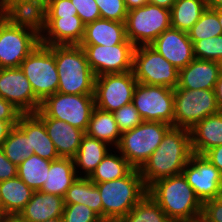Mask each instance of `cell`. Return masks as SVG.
I'll return each mask as SVG.
<instances>
[{"instance_id": "1", "label": "cell", "mask_w": 222, "mask_h": 222, "mask_svg": "<svg viewBox=\"0 0 222 222\" xmlns=\"http://www.w3.org/2000/svg\"><path fill=\"white\" fill-rule=\"evenodd\" d=\"M192 152L190 130L171 126L159 147L139 169L148 189L157 180L181 174Z\"/></svg>"}, {"instance_id": "2", "label": "cell", "mask_w": 222, "mask_h": 222, "mask_svg": "<svg viewBox=\"0 0 222 222\" xmlns=\"http://www.w3.org/2000/svg\"><path fill=\"white\" fill-rule=\"evenodd\" d=\"M147 193L172 222L193 219L202 214L203 204L183 173L157 180Z\"/></svg>"}, {"instance_id": "3", "label": "cell", "mask_w": 222, "mask_h": 222, "mask_svg": "<svg viewBox=\"0 0 222 222\" xmlns=\"http://www.w3.org/2000/svg\"><path fill=\"white\" fill-rule=\"evenodd\" d=\"M59 76L57 92L94 95L96 76L80 45H50Z\"/></svg>"}, {"instance_id": "4", "label": "cell", "mask_w": 222, "mask_h": 222, "mask_svg": "<svg viewBox=\"0 0 222 222\" xmlns=\"http://www.w3.org/2000/svg\"><path fill=\"white\" fill-rule=\"evenodd\" d=\"M95 184L102 200L103 218H124L147 194L140 171L135 168L120 179Z\"/></svg>"}, {"instance_id": "5", "label": "cell", "mask_w": 222, "mask_h": 222, "mask_svg": "<svg viewBox=\"0 0 222 222\" xmlns=\"http://www.w3.org/2000/svg\"><path fill=\"white\" fill-rule=\"evenodd\" d=\"M170 127L164 122L143 121L139 126L121 134L116 149L133 168L140 169L159 147Z\"/></svg>"}, {"instance_id": "6", "label": "cell", "mask_w": 222, "mask_h": 222, "mask_svg": "<svg viewBox=\"0 0 222 222\" xmlns=\"http://www.w3.org/2000/svg\"><path fill=\"white\" fill-rule=\"evenodd\" d=\"M95 108L94 95L62 94L46 97L35 114L39 118H56L86 132Z\"/></svg>"}, {"instance_id": "7", "label": "cell", "mask_w": 222, "mask_h": 222, "mask_svg": "<svg viewBox=\"0 0 222 222\" xmlns=\"http://www.w3.org/2000/svg\"><path fill=\"white\" fill-rule=\"evenodd\" d=\"M171 28L170 10L155 4L128 11L125 21L126 37L136 47L150 45L160 34Z\"/></svg>"}, {"instance_id": "8", "label": "cell", "mask_w": 222, "mask_h": 222, "mask_svg": "<svg viewBox=\"0 0 222 222\" xmlns=\"http://www.w3.org/2000/svg\"><path fill=\"white\" fill-rule=\"evenodd\" d=\"M220 112L214 90L174 89L173 127L193 128L209 115Z\"/></svg>"}, {"instance_id": "9", "label": "cell", "mask_w": 222, "mask_h": 222, "mask_svg": "<svg viewBox=\"0 0 222 222\" xmlns=\"http://www.w3.org/2000/svg\"><path fill=\"white\" fill-rule=\"evenodd\" d=\"M21 70L29 80L35 96L42 102L58 90L59 76L54 53L49 46L40 43L21 62Z\"/></svg>"}, {"instance_id": "10", "label": "cell", "mask_w": 222, "mask_h": 222, "mask_svg": "<svg viewBox=\"0 0 222 222\" xmlns=\"http://www.w3.org/2000/svg\"><path fill=\"white\" fill-rule=\"evenodd\" d=\"M132 71L138 83L172 89L179 83V70L150 45L135 47Z\"/></svg>"}, {"instance_id": "11", "label": "cell", "mask_w": 222, "mask_h": 222, "mask_svg": "<svg viewBox=\"0 0 222 222\" xmlns=\"http://www.w3.org/2000/svg\"><path fill=\"white\" fill-rule=\"evenodd\" d=\"M132 104L143 121L164 122L173 126L174 89L137 83Z\"/></svg>"}, {"instance_id": "12", "label": "cell", "mask_w": 222, "mask_h": 222, "mask_svg": "<svg viewBox=\"0 0 222 222\" xmlns=\"http://www.w3.org/2000/svg\"><path fill=\"white\" fill-rule=\"evenodd\" d=\"M137 83L133 71L97 76L94 87L95 107L113 113L132 103Z\"/></svg>"}, {"instance_id": "13", "label": "cell", "mask_w": 222, "mask_h": 222, "mask_svg": "<svg viewBox=\"0 0 222 222\" xmlns=\"http://www.w3.org/2000/svg\"><path fill=\"white\" fill-rule=\"evenodd\" d=\"M39 44L40 36L35 32L13 26L0 17V68H19Z\"/></svg>"}, {"instance_id": "14", "label": "cell", "mask_w": 222, "mask_h": 222, "mask_svg": "<svg viewBox=\"0 0 222 222\" xmlns=\"http://www.w3.org/2000/svg\"><path fill=\"white\" fill-rule=\"evenodd\" d=\"M95 76L130 72L135 46L126 39L114 46L80 45Z\"/></svg>"}, {"instance_id": "15", "label": "cell", "mask_w": 222, "mask_h": 222, "mask_svg": "<svg viewBox=\"0 0 222 222\" xmlns=\"http://www.w3.org/2000/svg\"><path fill=\"white\" fill-rule=\"evenodd\" d=\"M182 173L202 204L222 196V173L204 155L193 153Z\"/></svg>"}, {"instance_id": "16", "label": "cell", "mask_w": 222, "mask_h": 222, "mask_svg": "<svg viewBox=\"0 0 222 222\" xmlns=\"http://www.w3.org/2000/svg\"><path fill=\"white\" fill-rule=\"evenodd\" d=\"M0 97L22 114L35 113L41 101L35 96L21 68H0Z\"/></svg>"}, {"instance_id": "17", "label": "cell", "mask_w": 222, "mask_h": 222, "mask_svg": "<svg viewBox=\"0 0 222 222\" xmlns=\"http://www.w3.org/2000/svg\"><path fill=\"white\" fill-rule=\"evenodd\" d=\"M150 46L178 70L186 67L195 58L193 43L188 33L178 29L165 30Z\"/></svg>"}, {"instance_id": "18", "label": "cell", "mask_w": 222, "mask_h": 222, "mask_svg": "<svg viewBox=\"0 0 222 222\" xmlns=\"http://www.w3.org/2000/svg\"><path fill=\"white\" fill-rule=\"evenodd\" d=\"M85 24L78 15L46 18V27L40 43L50 45H79L83 40Z\"/></svg>"}, {"instance_id": "19", "label": "cell", "mask_w": 222, "mask_h": 222, "mask_svg": "<svg viewBox=\"0 0 222 222\" xmlns=\"http://www.w3.org/2000/svg\"><path fill=\"white\" fill-rule=\"evenodd\" d=\"M2 17L13 26L32 30L41 36L46 27V0L13 3Z\"/></svg>"}, {"instance_id": "20", "label": "cell", "mask_w": 222, "mask_h": 222, "mask_svg": "<svg viewBox=\"0 0 222 222\" xmlns=\"http://www.w3.org/2000/svg\"><path fill=\"white\" fill-rule=\"evenodd\" d=\"M221 73V63L194 58L179 70V83L176 88L214 90Z\"/></svg>"}, {"instance_id": "21", "label": "cell", "mask_w": 222, "mask_h": 222, "mask_svg": "<svg viewBox=\"0 0 222 222\" xmlns=\"http://www.w3.org/2000/svg\"><path fill=\"white\" fill-rule=\"evenodd\" d=\"M16 126L29 138L31 153L49 161L60 158L44 122L35 113L21 114Z\"/></svg>"}, {"instance_id": "22", "label": "cell", "mask_w": 222, "mask_h": 222, "mask_svg": "<svg viewBox=\"0 0 222 222\" xmlns=\"http://www.w3.org/2000/svg\"><path fill=\"white\" fill-rule=\"evenodd\" d=\"M59 157L73 159L79 150L85 132L56 118H40Z\"/></svg>"}, {"instance_id": "23", "label": "cell", "mask_w": 222, "mask_h": 222, "mask_svg": "<svg viewBox=\"0 0 222 222\" xmlns=\"http://www.w3.org/2000/svg\"><path fill=\"white\" fill-rule=\"evenodd\" d=\"M64 199L61 196L34 191L31 199L18 214L26 222H44L62 217Z\"/></svg>"}, {"instance_id": "24", "label": "cell", "mask_w": 222, "mask_h": 222, "mask_svg": "<svg viewBox=\"0 0 222 222\" xmlns=\"http://www.w3.org/2000/svg\"><path fill=\"white\" fill-rule=\"evenodd\" d=\"M126 39L125 22L100 18L85 25L84 37L79 45L114 46Z\"/></svg>"}, {"instance_id": "25", "label": "cell", "mask_w": 222, "mask_h": 222, "mask_svg": "<svg viewBox=\"0 0 222 222\" xmlns=\"http://www.w3.org/2000/svg\"><path fill=\"white\" fill-rule=\"evenodd\" d=\"M194 154L203 155L209 149L222 145V111L209 115L190 129Z\"/></svg>"}, {"instance_id": "26", "label": "cell", "mask_w": 222, "mask_h": 222, "mask_svg": "<svg viewBox=\"0 0 222 222\" xmlns=\"http://www.w3.org/2000/svg\"><path fill=\"white\" fill-rule=\"evenodd\" d=\"M111 149L107 143L85 134L73 158L77 176L89 177Z\"/></svg>"}, {"instance_id": "27", "label": "cell", "mask_w": 222, "mask_h": 222, "mask_svg": "<svg viewBox=\"0 0 222 222\" xmlns=\"http://www.w3.org/2000/svg\"><path fill=\"white\" fill-rule=\"evenodd\" d=\"M77 177L73 159L60 157L52 160L46 181L40 191L64 197Z\"/></svg>"}, {"instance_id": "28", "label": "cell", "mask_w": 222, "mask_h": 222, "mask_svg": "<svg viewBox=\"0 0 222 222\" xmlns=\"http://www.w3.org/2000/svg\"><path fill=\"white\" fill-rule=\"evenodd\" d=\"M18 176L0 182V213L19 214L33 195Z\"/></svg>"}, {"instance_id": "29", "label": "cell", "mask_w": 222, "mask_h": 222, "mask_svg": "<svg viewBox=\"0 0 222 222\" xmlns=\"http://www.w3.org/2000/svg\"><path fill=\"white\" fill-rule=\"evenodd\" d=\"M85 134L107 143L113 149L117 147L121 132L112 112L94 108Z\"/></svg>"}, {"instance_id": "30", "label": "cell", "mask_w": 222, "mask_h": 222, "mask_svg": "<svg viewBox=\"0 0 222 222\" xmlns=\"http://www.w3.org/2000/svg\"><path fill=\"white\" fill-rule=\"evenodd\" d=\"M63 199L64 204H84L103 218V205L99 190L88 177H77Z\"/></svg>"}, {"instance_id": "31", "label": "cell", "mask_w": 222, "mask_h": 222, "mask_svg": "<svg viewBox=\"0 0 222 222\" xmlns=\"http://www.w3.org/2000/svg\"><path fill=\"white\" fill-rule=\"evenodd\" d=\"M132 169L126 158L116 148H112L88 178L93 183H103L120 179Z\"/></svg>"}, {"instance_id": "32", "label": "cell", "mask_w": 222, "mask_h": 222, "mask_svg": "<svg viewBox=\"0 0 222 222\" xmlns=\"http://www.w3.org/2000/svg\"><path fill=\"white\" fill-rule=\"evenodd\" d=\"M206 8L205 0H176L170 9L171 28L188 32Z\"/></svg>"}, {"instance_id": "33", "label": "cell", "mask_w": 222, "mask_h": 222, "mask_svg": "<svg viewBox=\"0 0 222 222\" xmlns=\"http://www.w3.org/2000/svg\"><path fill=\"white\" fill-rule=\"evenodd\" d=\"M50 163L32 153L17 166V176L33 191H40L46 181Z\"/></svg>"}, {"instance_id": "34", "label": "cell", "mask_w": 222, "mask_h": 222, "mask_svg": "<svg viewBox=\"0 0 222 222\" xmlns=\"http://www.w3.org/2000/svg\"><path fill=\"white\" fill-rule=\"evenodd\" d=\"M123 219L125 222H172L148 193Z\"/></svg>"}, {"instance_id": "35", "label": "cell", "mask_w": 222, "mask_h": 222, "mask_svg": "<svg viewBox=\"0 0 222 222\" xmlns=\"http://www.w3.org/2000/svg\"><path fill=\"white\" fill-rule=\"evenodd\" d=\"M5 156L17 166L29 157V138L17 127L13 126L1 145Z\"/></svg>"}, {"instance_id": "36", "label": "cell", "mask_w": 222, "mask_h": 222, "mask_svg": "<svg viewBox=\"0 0 222 222\" xmlns=\"http://www.w3.org/2000/svg\"><path fill=\"white\" fill-rule=\"evenodd\" d=\"M187 33L192 43L202 39L222 35L217 9L206 8L199 20Z\"/></svg>"}, {"instance_id": "37", "label": "cell", "mask_w": 222, "mask_h": 222, "mask_svg": "<svg viewBox=\"0 0 222 222\" xmlns=\"http://www.w3.org/2000/svg\"><path fill=\"white\" fill-rule=\"evenodd\" d=\"M193 53L196 59L222 64V35L195 41L193 43Z\"/></svg>"}, {"instance_id": "38", "label": "cell", "mask_w": 222, "mask_h": 222, "mask_svg": "<svg viewBox=\"0 0 222 222\" xmlns=\"http://www.w3.org/2000/svg\"><path fill=\"white\" fill-rule=\"evenodd\" d=\"M101 217L84 204H64L63 222H101Z\"/></svg>"}, {"instance_id": "39", "label": "cell", "mask_w": 222, "mask_h": 222, "mask_svg": "<svg viewBox=\"0 0 222 222\" xmlns=\"http://www.w3.org/2000/svg\"><path fill=\"white\" fill-rule=\"evenodd\" d=\"M113 114L121 133L129 131L143 122L132 103L122 106L120 109L114 111Z\"/></svg>"}, {"instance_id": "40", "label": "cell", "mask_w": 222, "mask_h": 222, "mask_svg": "<svg viewBox=\"0 0 222 222\" xmlns=\"http://www.w3.org/2000/svg\"><path fill=\"white\" fill-rule=\"evenodd\" d=\"M102 19L125 22L128 10L124 0H95Z\"/></svg>"}, {"instance_id": "41", "label": "cell", "mask_w": 222, "mask_h": 222, "mask_svg": "<svg viewBox=\"0 0 222 222\" xmlns=\"http://www.w3.org/2000/svg\"><path fill=\"white\" fill-rule=\"evenodd\" d=\"M77 10L71 0H46V18L75 16Z\"/></svg>"}, {"instance_id": "42", "label": "cell", "mask_w": 222, "mask_h": 222, "mask_svg": "<svg viewBox=\"0 0 222 222\" xmlns=\"http://www.w3.org/2000/svg\"><path fill=\"white\" fill-rule=\"evenodd\" d=\"M71 2L85 25L101 18L100 10L95 0H71Z\"/></svg>"}, {"instance_id": "43", "label": "cell", "mask_w": 222, "mask_h": 222, "mask_svg": "<svg viewBox=\"0 0 222 222\" xmlns=\"http://www.w3.org/2000/svg\"><path fill=\"white\" fill-rule=\"evenodd\" d=\"M201 216L207 222H222V196L204 202Z\"/></svg>"}, {"instance_id": "44", "label": "cell", "mask_w": 222, "mask_h": 222, "mask_svg": "<svg viewBox=\"0 0 222 222\" xmlns=\"http://www.w3.org/2000/svg\"><path fill=\"white\" fill-rule=\"evenodd\" d=\"M21 114L11 103L0 97V120L8 121L12 126H16Z\"/></svg>"}, {"instance_id": "45", "label": "cell", "mask_w": 222, "mask_h": 222, "mask_svg": "<svg viewBox=\"0 0 222 222\" xmlns=\"http://www.w3.org/2000/svg\"><path fill=\"white\" fill-rule=\"evenodd\" d=\"M17 176V165L12 163L0 146V182Z\"/></svg>"}, {"instance_id": "46", "label": "cell", "mask_w": 222, "mask_h": 222, "mask_svg": "<svg viewBox=\"0 0 222 222\" xmlns=\"http://www.w3.org/2000/svg\"><path fill=\"white\" fill-rule=\"evenodd\" d=\"M203 155L222 173V145L209 149Z\"/></svg>"}, {"instance_id": "47", "label": "cell", "mask_w": 222, "mask_h": 222, "mask_svg": "<svg viewBox=\"0 0 222 222\" xmlns=\"http://www.w3.org/2000/svg\"><path fill=\"white\" fill-rule=\"evenodd\" d=\"M214 93L216 96L218 107L220 111H222V73L220 74L219 79L215 84Z\"/></svg>"}, {"instance_id": "48", "label": "cell", "mask_w": 222, "mask_h": 222, "mask_svg": "<svg viewBox=\"0 0 222 222\" xmlns=\"http://www.w3.org/2000/svg\"><path fill=\"white\" fill-rule=\"evenodd\" d=\"M12 127L13 126L8 121L0 120V146L2 145L3 141L7 138V135Z\"/></svg>"}, {"instance_id": "49", "label": "cell", "mask_w": 222, "mask_h": 222, "mask_svg": "<svg viewBox=\"0 0 222 222\" xmlns=\"http://www.w3.org/2000/svg\"><path fill=\"white\" fill-rule=\"evenodd\" d=\"M126 9L129 11L134 8L142 7L148 3V0H124Z\"/></svg>"}, {"instance_id": "50", "label": "cell", "mask_w": 222, "mask_h": 222, "mask_svg": "<svg viewBox=\"0 0 222 222\" xmlns=\"http://www.w3.org/2000/svg\"><path fill=\"white\" fill-rule=\"evenodd\" d=\"M0 222H26L17 214H1Z\"/></svg>"}, {"instance_id": "51", "label": "cell", "mask_w": 222, "mask_h": 222, "mask_svg": "<svg viewBox=\"0 0 222 222\" xmlns=\"http://www.w3.org/2000/svg\"><path fill=\"white\" fill-rule=\"evenodd\" d=\"M176 0H148V3L155 4L163 8L171 9Z\"/></svg>"}, {"instance_id": "52", "label": "cell", "mask_w": 222, "mask_h": 222, "mask_svg": "<svg viewBox=\"0 0 222 222\" xmlns=\"http://www.w3.org/2000/svg\"><path fill=\"white\" fill-rule=\"evenodd\" d=\"M205 4L210 9L222 8V0H205Z\"/></svg>"}, {"instance_id": "53", "label": "cell", "mask_w": 222, "mask_h": 222, "mask_svg": "<svg viewBox=\"0 0 222 222\" xmlns=\"http://www.w3.org/2000/svg\"><path fill=\"white\" fill-rule=\"evenodd\" d=\"M24 1H32V0H1L3 11H5L13 3L24 2Z\"/></svg>"}, {"instance_id": "54", "label": "cell", "mask_w": 222, "mask_h": 222, "mask_svg": "<svg viewBox=\"0 0 222 222\" xmlns=\"http://www.w3.org/2000/svg\"><path fill=\"white\" fill-rule=\"evenodd\" d=\"M101 222H125L123 218H102Z\"/></svg>"}, {"instance_id": "55", "label": "cell", "mask_w": 222, "mask_h": 222, "mask_svg": "<svg viewBox=\"0 0 222 222\" xmlns=\"http://www.w3.org/2000/svg\"><path fill=\"white\" fill-rule=\"evenodd\" d=\"M179 222H207L202 216H198L196 218L193 219H187V220H182Z\"/></svg>"}, {"instance_id": "56", "label": "cell", "mask_w": 222, "mask_h": 222, "mask_svg": "<svg viewBox=\"0 0 222 222\" xmlns=\"http://www.w3.org/2000/svg\"><path fill=\"white\" fill-rule=\"evenodd\" d=\"M217 15H218L219 23L222 29V8L217 9Z\"/></svg>"}, {"instance_id": "57", "label": "cell", "mask_w": 222, "mask_h": 222, "mask_svg": "<svg viewBox=\"0 0 222 222\" xmlns=\"http://www.w3.org/2000/svg\"><path fill=\"white\" fill-rule=\"evenodd\" d=\"M44 222H63V221H62V217H57V218H54V219L46 220Z\"/></svg>"}, {"instance_id": "58", "label": "cell", "mask_w": 222, "mask_h": 222, "mask_svg": "<svg viewBox=\"0 0 222 222\" xmlns=\"http://www.w3.org/2000/svg\"><path fill=\"white\" fill-rule=\"evenodd\" d=\"M3 13L4 11H3L1 0H0V17H2Z\"/></svg>"}]
</instances>
